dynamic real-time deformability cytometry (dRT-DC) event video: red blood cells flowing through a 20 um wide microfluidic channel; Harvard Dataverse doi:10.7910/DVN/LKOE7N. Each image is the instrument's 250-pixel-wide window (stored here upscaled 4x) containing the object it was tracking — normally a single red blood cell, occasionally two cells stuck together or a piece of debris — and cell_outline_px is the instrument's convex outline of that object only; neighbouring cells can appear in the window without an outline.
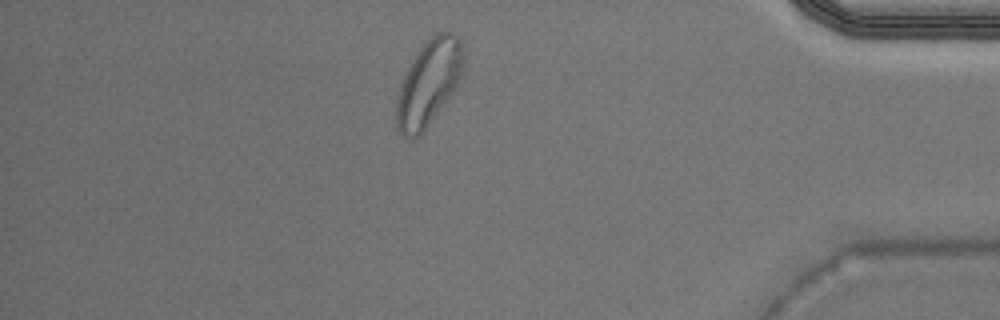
{"species": "Egyptian fruit bat (a non-hibernating species)", "species_latin": "Rousettus aegyptiacus", "temperature_condition": "warm", "stored_images_in_passage": 37, "camera_frame_rate_fps": 3000, "um_per_image_px": 0.085, "animal": {"sex": "male"}, "frame": {"image": 1, "passage_image": 32, "time_ms": 10.333, "image_size_px": [1000, 320], "cell_outline_px": [[464, 60], [460, 76], [452, 92], [420, 136], [412, 140], [404, 136], [400, 132], [396, 124], [396, 104], [400, 84], [408, 68], [424, 44], [436, 32], [452, 32], [456, 36], [460, 44]], "centroid_in_image_um": [36.41, 7.09], "position_along_channel_um": 398.8, "area_um2": 32.48}}